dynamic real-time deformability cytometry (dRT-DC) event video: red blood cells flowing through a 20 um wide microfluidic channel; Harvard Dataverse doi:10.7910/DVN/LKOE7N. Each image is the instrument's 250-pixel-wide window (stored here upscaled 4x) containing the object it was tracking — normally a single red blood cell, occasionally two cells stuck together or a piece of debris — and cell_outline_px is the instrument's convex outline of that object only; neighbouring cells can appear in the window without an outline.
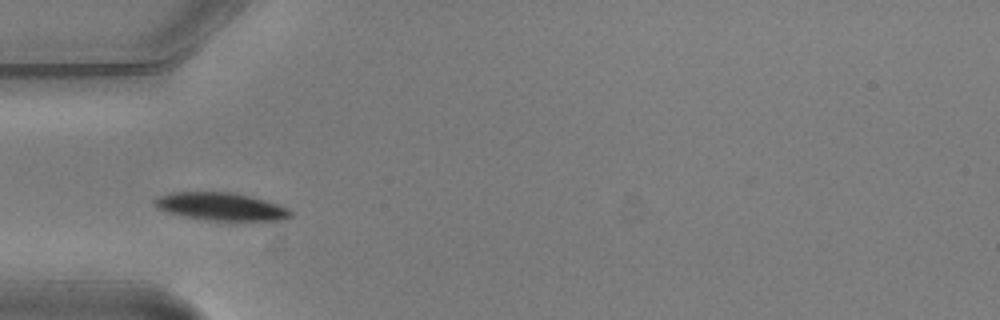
{"species": "common noctule bat (a hibernating species)", "species_latin": "Nyctalus noctula", "temperature_condition": "warm", "stored_images_in_passage": 7, "camera_frame_rate_fps": 3000, "um_per_image_px": 0.085, "animal": {"sex": "male", "body_mass_g": 20.5, "forearm_length_mm": 52.5}, "frame": {"image": 1, "passage_image": 4, "time_ms": 1.0, "image_size_px": [1000, 320], "cell_outline_px": [[292, 216], [284, 220], [208, 220], [184, 216], [168, 212], [156, 208], [152, 204], [152, 200], [156, 196], [168, 192], [232, 192], [252, 196], [288, 208], [292, 212]], "centroid_in_image_um": [18.72, 17.54], "position_along_channel_um": 66.3, "area_um2": 22.14}}
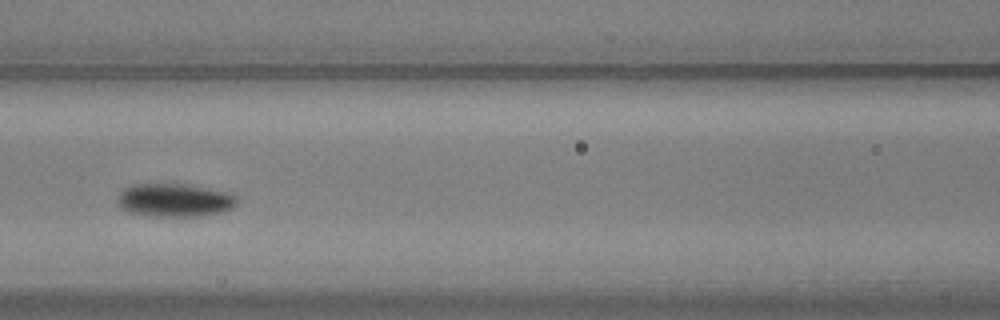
{"frame": {"image": 2, "passage_image": 6, "time_ms": 1.667, "image_size_px": [1000, 320], "cell_outline_px": [[236, 204], [232, 208], [220, 212], [200, 216], [148, 216], [128, 212], [120, 208], [120, 192], [124, 188], [132, 184], [172, 180], [228, 192], [236, 196]], "centroid_in_image_um": [14.82, 16.95], "position_along_channel_um": 151.8, "area_um2": 23.99}}
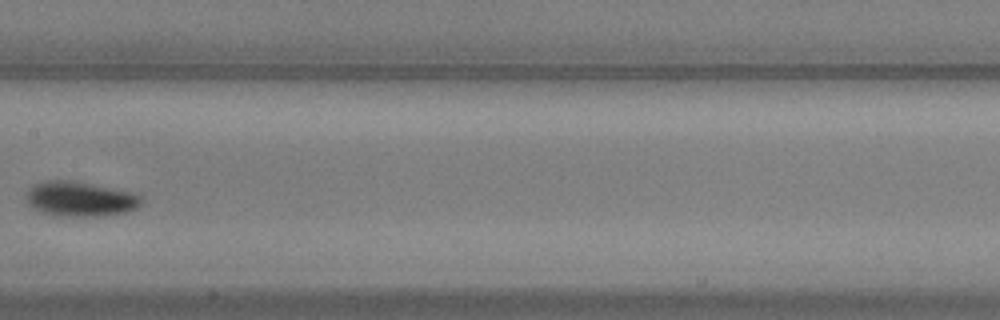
{"frame": {"image": 3, "passage_image": 7, "time_ms": 2.0, "image_size_px": [1000, 320], "cell_outline_px": [[144, 200], [136, 208], [128, 212], [104, 216], [52, 216], [40, 212], [32, 208], [28, 204], [24, 196], [28, 188], [44, 180], [72, 180], [132, 192], [140, 196]], "centroid_in_image_um": [6.77, 16.92], "position_along_channel_um": 200.6, "area_um2": 23.81}}